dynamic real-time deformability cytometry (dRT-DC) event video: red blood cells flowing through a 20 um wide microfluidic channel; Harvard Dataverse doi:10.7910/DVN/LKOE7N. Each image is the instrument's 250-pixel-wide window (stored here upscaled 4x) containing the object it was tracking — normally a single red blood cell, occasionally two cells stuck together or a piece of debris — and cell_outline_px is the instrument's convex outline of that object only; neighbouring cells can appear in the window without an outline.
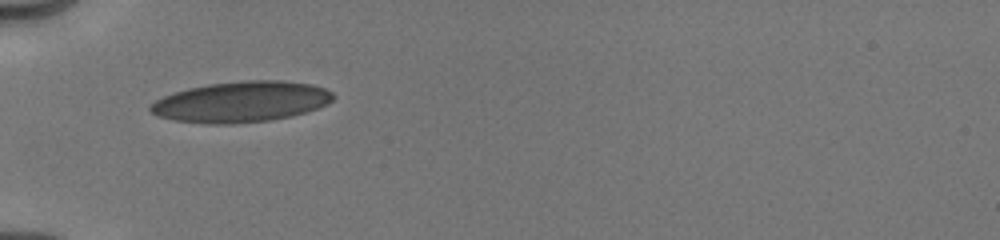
{"species": "human", "species_latin": "Homo sapiens", "temperature_condition": "cold", "stored_images_in_passage": 50, "camera_frame_rate_fps": 3000, "um_per_image_px": 0.085, "donor": {"sex": "male"}, "frame": {"image": 1, "passage_image": 1, "time_ms": 0.0, "image_size_px": [1000, 240], "cell_outline_px": [[336, 96], [328, 104], [292, 116], [272, 120], [232, 124], [204, 124], [176, 120], [156, 116], [148, 112], [148, 108], [156, 100], [164, 96], [188, 88], [208, 84], [244, 80], [284, 80], [312, 84], [324, 88], [332, 92]], "centroid_in_image_um": [20.5, 8.65], "position_along_channel_um": 64.5, "area_um2": 43.64}}
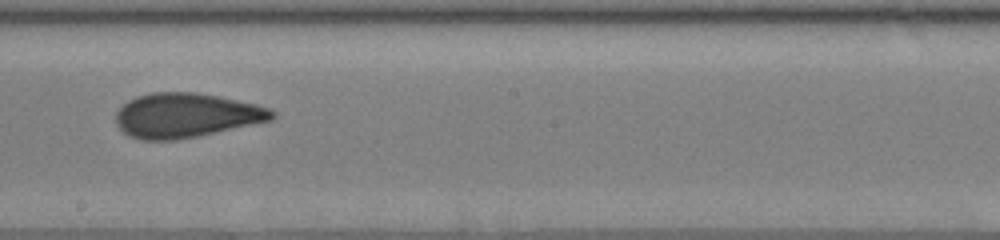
{"frame": {"image": 2, "passage_image": 23, "time_ms": 4.333, "image_size_px": [1000, 240], "cell_outline_px": [[276, 116], [272, 120], [196, 136], [176, 140], [140, 140], [128, 136], [116, 124], [116, 112], [128, 100], [136, 96], [152, 92], [196, 92], [256, 104], [272, 108], [276, 112]], "centroid_in_image_um": [15.8, 9.8], "position_along_channel_um": 232.4, "area_um2": 40.4}}
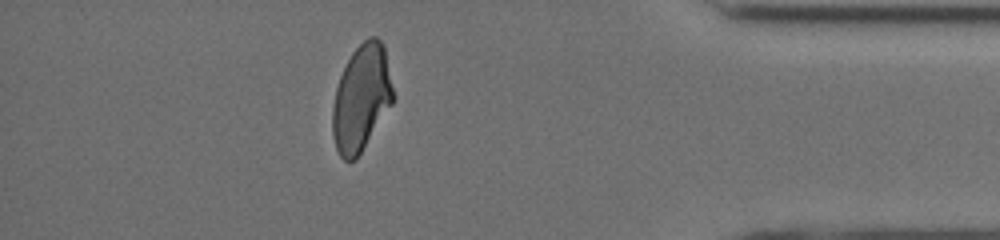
{"frame": {"image": 3, "passage_image": 43, "time_ms": 9.333, "image_size_px": [1000, 240], "cell_outline_px": [[392, 104], [356, 160], [344, 160], [340, 156], [336, 148], [332, 132], [332, 108], [336, 88], [340, 76], [352, 52], [368, 36], [376, 36], [384, 44], [392, 88]], "centroid_in_image_um": [30.7, 8.33], "position_along_channel_um": 404.5, "area_um2": 37.17}, "authors_computed_cell_mechanics": {"area_um2": 39.8242, "velocity_mm_per_s": 4.0327, "shape_relaxation_time_tau1_ms": 4.8529, "shape_relaxation_time_tau2_ms": 1.3656, "deformation_change_tau1": 0.1654, "deformation_change_tau2": 0.0846}}